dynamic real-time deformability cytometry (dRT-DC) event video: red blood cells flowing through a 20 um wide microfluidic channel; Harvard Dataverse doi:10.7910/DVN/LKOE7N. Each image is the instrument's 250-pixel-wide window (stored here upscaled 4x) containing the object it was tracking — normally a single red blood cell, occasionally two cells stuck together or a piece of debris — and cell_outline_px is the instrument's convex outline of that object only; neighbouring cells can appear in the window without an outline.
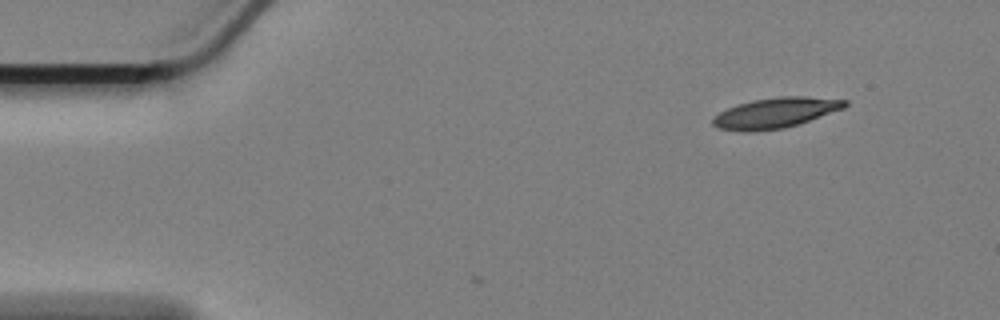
{"species": "Egyptian fruit bat (a non-hibernating species)", "species_latin": "Rousettus aegyptiacus", "temperature_condition": "cold", "stored_images_in_passage": 3, "camera_frame_rate_fps": 3000, "um_per_image_px": 0.085, "animal": {"sex": "female"}, "frame": {"image": 1, "passage_image": 1, "time_ms": 0.0, "image_size_px": [1000, 320], "cell_outline_px": [[848, 104], [844, 108], [784, 128], [752, 132], [740, 132], [716, 128], [712, 124], [712, 116], [736, 104], [752, 100], [780, 96], [804, 96], [848, 100]], "centroid_in_image_um": [65.84, 9.6], "position_along_channel_um": 19.2, "area_um2": 23.41}}